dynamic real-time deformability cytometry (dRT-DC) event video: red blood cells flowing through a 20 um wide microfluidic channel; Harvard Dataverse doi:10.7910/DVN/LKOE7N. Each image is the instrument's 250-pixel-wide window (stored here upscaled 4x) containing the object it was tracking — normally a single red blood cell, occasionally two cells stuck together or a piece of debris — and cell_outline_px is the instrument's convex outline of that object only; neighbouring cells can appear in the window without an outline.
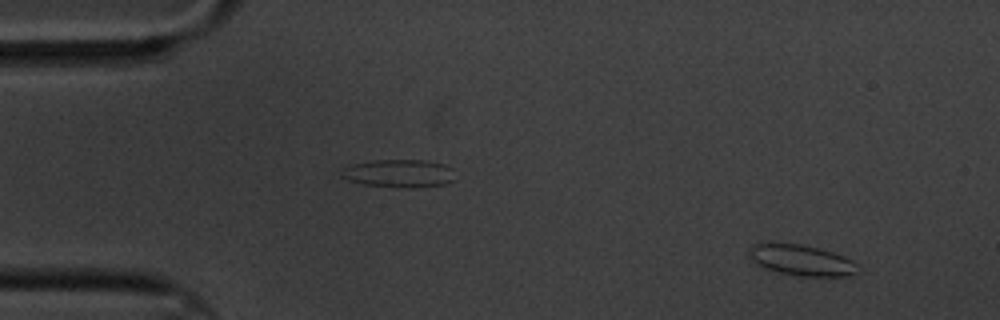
{"species": "common noctule bat (a hibernating species)", "species_latin": "Nyctalus noctula", "temperature_condition": "cold", "stored_images_in_passage": 4, "camera_frame_rate_fps": 3000, "um_per_image_px": 0.085, "animal": {"sex": "male", "body_mass_g": 20.1, "forearm_length_mm": 53.5}, "frame": {"image": 1, "passage_image": 1, "time_ms": 0.0, "image_size_px": [1000, 320], "cell_outline_px": [[856, 272], [848, 276], [800, 276], [776, 272], [764, 268], [756, 264], [752, 260], [752, 244], [800, 244], [832, 252], [844, 256], [852, 260], [856, 264]], "centroid_in_image_um": [68.15, 22.14], "position_along_channel_um": 16.9, "area_um2": 18.96}}
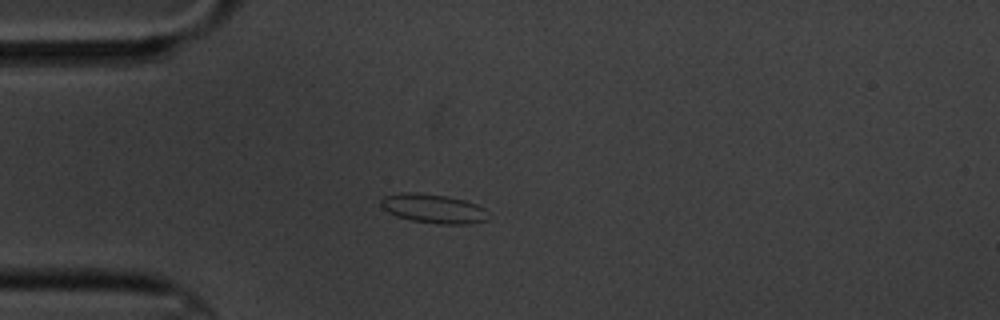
{"frame": {"image": 2, "passage_image": 4, "time_ms": 3.333, "image_size_px": [1000, 320], "cell_outline_px": [[488, 220], [468, 224], [440, 224], [412, 220], [396, 216], [380, 208], [380, 200], [384, 196], [400, 192], [420, 192], [448, 196], [464, 200], [476, 204], [484, 208]], "centroid_in_image_um": [36.79, 17.71], "position_along_channel_um": 48.2, "area_um2": 18.38}}